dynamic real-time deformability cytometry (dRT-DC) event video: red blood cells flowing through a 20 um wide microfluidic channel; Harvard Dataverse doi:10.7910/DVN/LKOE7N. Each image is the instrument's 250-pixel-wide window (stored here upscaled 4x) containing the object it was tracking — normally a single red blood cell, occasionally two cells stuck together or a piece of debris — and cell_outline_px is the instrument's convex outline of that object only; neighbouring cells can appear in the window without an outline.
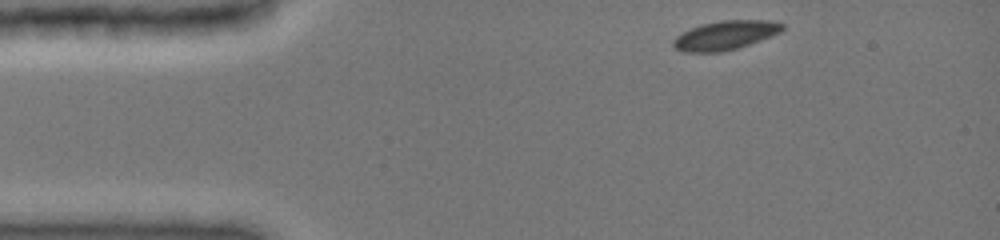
{"species": "common noctule bat (a hibernating species)", "species_latin": "Nyctalus noctula", "temperature_condition": "cold", "stored_images_in_passage": 39, "camera_frame_rate_fps": 3000, "um_per_image_px": 0.085, "animal": {"sex": "female", "body_mass_g": 19.0, "forearm_length_mm": 51.5}, "frame": {"image": 1, "passage_image": 1, "time_ms": 0.0, "image_size_px": [1000, 240], "cell_outline_px": [[784, 28], [780, 32], [760, 40], [736, 48], [720, 52], [684, 52], [676, 48], [672, 44], [672, 40], [676, 36], [692, 28], [704, 24], [720, 20], [772, 20], [784, 24]], "centroid_in_image_um": [61.66, 2.99], "position_along_channel_um": 23.3, "area_um2": 18.21}}
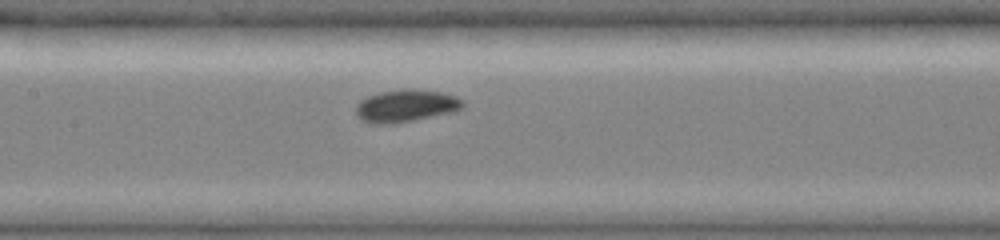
{"frame": {"image": 2, "passage_image": 17, "time_ms": 5.333, "image_size_px": [1000, 240], "cell_outline_px": [[464, 104], [456, 112], [392, 124], [372, 124], [360, 120], [356, 116], [356, 104], [360, 100], [368, 96], [380, 92], [412, 88], [440, 92], [456, 96], [464, 100]], "centroid_in_image_um": [34.49, 9.0], "position_along_channel_um": 172.9, "area_um2": 20.4}}
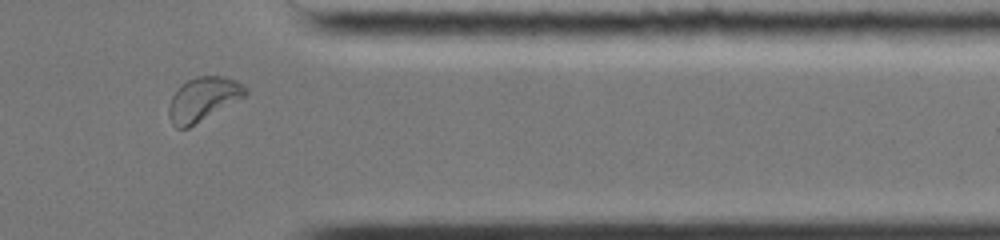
{"frame": {"image": 3, "passage_image": 34, "time_ms": 11.0, "image_size_px": [1000, 240], "cell_outline_px": [[248, 92], [244, 96], [188, 128], [176, 128], [172, 124], [168, 116], [168, 108], [172, 96], [180, 84], [196, 76], [224, 76], [236, 80], [244, 84], [248, 88]], "centroid_in_image_um": [17.25, 8.4], "position_along_channel_um": 394.2, "area_um2": 19.48}, "authors_computed_cell_mechanics": {"area_um2": 19.074, "velocity_mm_per_s": 3.9424, "shape_relaxation_time_tau1_ms": 1.8189, "shape_relaxation_time_tau2_ms": 7.0801, "deformation_change_tau1": 0.0761, "deformation_change_tau2": 0.0571}}